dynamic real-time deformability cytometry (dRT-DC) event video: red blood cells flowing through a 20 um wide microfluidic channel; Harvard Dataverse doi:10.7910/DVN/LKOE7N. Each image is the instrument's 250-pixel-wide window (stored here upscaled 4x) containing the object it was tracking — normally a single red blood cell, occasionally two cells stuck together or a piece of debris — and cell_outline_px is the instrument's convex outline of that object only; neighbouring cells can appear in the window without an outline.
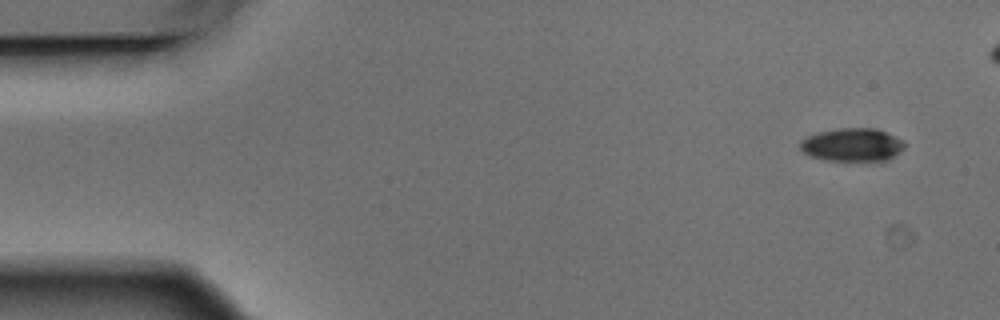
{"species": "Egyptian fruit bat (a non-hibernating species)", "species_latin": "Rousettus aegyptiacus", "temperature_condition": "warm", "stored_images_in_passage": 5, "camera_frame_rate_fps": 3000, "um_per_image_px": 0.085, "animal": {"sex": "male"}, "frame": {"image": 1, "passage_image": 1, "time_ms": 0.0, "image_size_px": [1000, 320], "cell_outline_px": [[904, 148], [900, 152], [888, 160], [824, 160], [808, 156], [800, 148], [800, 140], [808, 136], [820, 132], [836, 128], [876, 128], [900, 140], [904, 144]], "centroid_in_image_um": [72.39, 12.31], "position_along_channel_um": 12.6, "area_um2": 19.94}}